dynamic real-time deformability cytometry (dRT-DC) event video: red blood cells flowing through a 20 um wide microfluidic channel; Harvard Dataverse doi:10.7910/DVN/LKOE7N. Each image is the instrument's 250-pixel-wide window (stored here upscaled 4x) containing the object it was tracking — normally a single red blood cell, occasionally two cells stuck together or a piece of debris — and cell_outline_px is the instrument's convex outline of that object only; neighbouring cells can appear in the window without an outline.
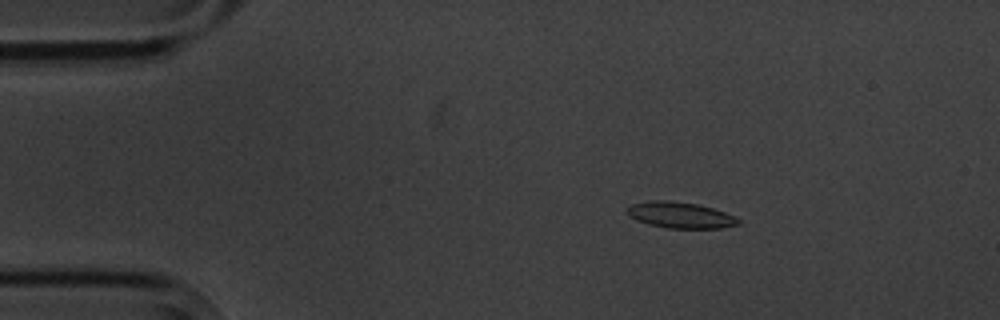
{"species": "common noctule bat (a hibernating species)", "species_latin": "Nyctalus noctula", "temperature_condition": "cold", "stored_images_in_passage": 4, "camera_frame_rate_fps": 3000, "um_per_image_px": 0.085, "animal": {"sex": "male", "body_mass_g": 20.1, "forearm_length_mm": 53.5}, "frame": {"image": 1, "passage_image": 2, "time_ms": 1.333, "image_size_px": [1000, 320], "cell_outline_px": [[740, 224], [720, 228], [668, 228], [648, 224], [636, 220], [628, 216], [624, 212], [632, 204], [652, 200], [668, 200], [696, 204], [712, 208], [724, 212], [740, 220]], "centroid_in_image_um": [57.77, 18.28], "position_along_channel_um": 27.2, "area_um2": 16.82}}